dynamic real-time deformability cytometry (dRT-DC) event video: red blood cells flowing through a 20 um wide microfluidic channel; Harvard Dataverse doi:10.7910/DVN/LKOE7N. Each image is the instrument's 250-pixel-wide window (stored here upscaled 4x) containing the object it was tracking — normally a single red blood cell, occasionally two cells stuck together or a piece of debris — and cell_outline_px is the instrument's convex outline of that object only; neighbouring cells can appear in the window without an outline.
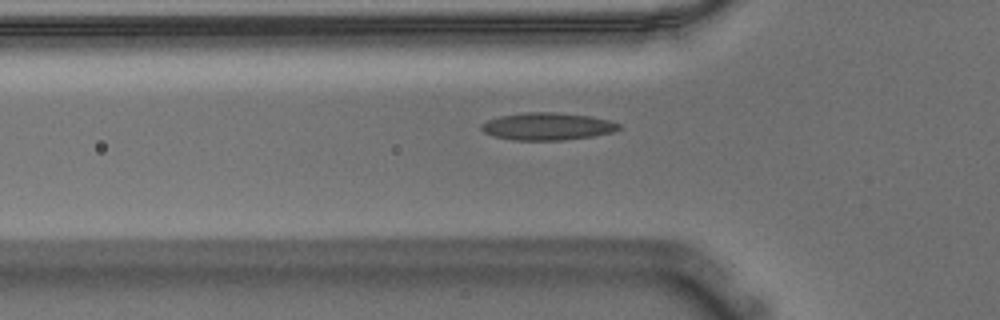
{"species": "Egyptian fruit bat (a non-hibernating species)", "species_latin": "Rousettus aegyptiacus", "temperature_condition": "warm", "stored_images_in_passage": 40, "camera_frame_rate_fps": 3000, "um_per_image_px": 0.085, "animal": {"sex": "male"}, "frame": {"image": 1, "passage_image": 9, "time_ms": 2.667, "image_size_px": [1000, 320], "cell_outline_px": [[620, 128], [612, 132], [592, 136], [564, 140], [512, 140], [492, 136], [484, 132], [480, 128], [480, 124], [488, 120], [500, 116], [528, 112], [552, 112], [588, 116], [608, 120], [620, 124]], "centroid_in_image_um": [46.48, 10.75], "position_along_channel_um": 79.3, "area_um2": 21.79}}
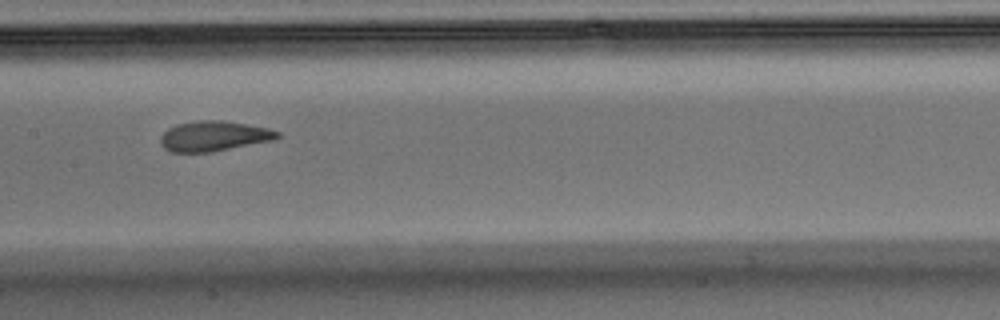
{"frame": {"image": 2, "passage_image": 18, "time_ms": 5.667, "image_size_px": [1000, 320], "cell_outline_px": [[280, 136], [276, 140], [212, 152], [172, 152], [164, 148], [160, 144], [160, 136], [168, 128], [176, 124], [196, 120], [224, 120], [268, 128], [280, 132]], "centroid_in_image_um": [18.18, 11.56], "position_along_channel_um": 189.2, "area_um2": 20.81}}
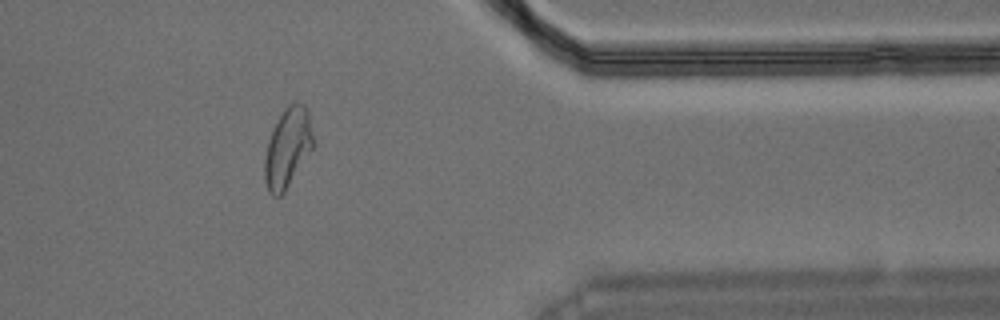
{"frame": {"image": 3, "passage_image": 36, "time_ms": 11.667, "image_size_px": [1000, 320], "cell_outline_px": [[316, 144], [284, 192], [280, 196], [272, 196], [268, 192], [264, 180], [264, 160], [268, 140], [272, 128], [284, 108], [292, 104], [304, 104], [308, 108]], "centroid_in_image_um": [24.46, 12.56], "position_along_channel_um": 386.9, "area_um2": 22.83}}